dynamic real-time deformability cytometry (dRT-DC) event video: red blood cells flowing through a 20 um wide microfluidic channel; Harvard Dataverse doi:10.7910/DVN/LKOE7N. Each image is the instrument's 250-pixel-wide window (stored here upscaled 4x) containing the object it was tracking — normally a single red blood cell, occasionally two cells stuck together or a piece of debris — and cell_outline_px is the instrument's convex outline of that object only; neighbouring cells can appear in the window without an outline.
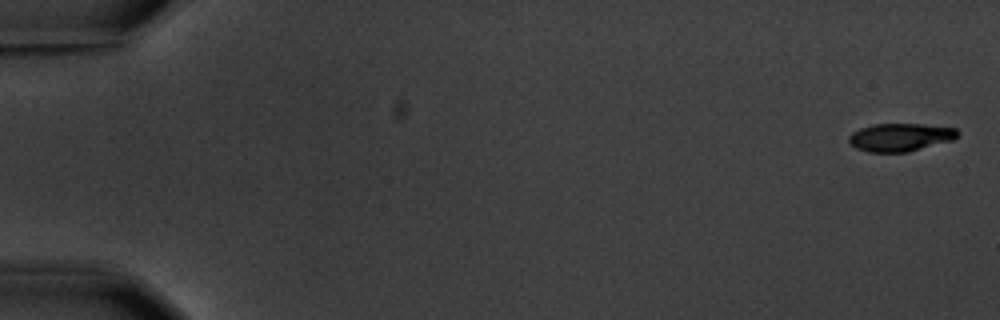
{"species": "common noctule bat (a hibernating species)", "species_latin": "Nyctalus noctula", "temperature_condition": "warm", "stored_images_in_passage": 5, "camera_frame_rate_fps": 3000, "um_per_image_px": 0.085, "animal": {"sex": "male", "body_mass_g": 20.1, "forearm_length_mm": 53.5}, "frame": {"image": 1, "passage_image": 1, "time_ms": 0.0, "image_size_px": [1000, 320], "cell_outline_px": [[960, 132], [952, 140], [908, 152], [868, 152], [856, 148], [848, 140], [848, 136], [852, 132], [860, 128], [872, 124], [924, 124], [956, 128]], "centroid_in_image_um": [76.51, 11.66], "position_along_channel_um": 8.5, "area_um2": 17.74}}
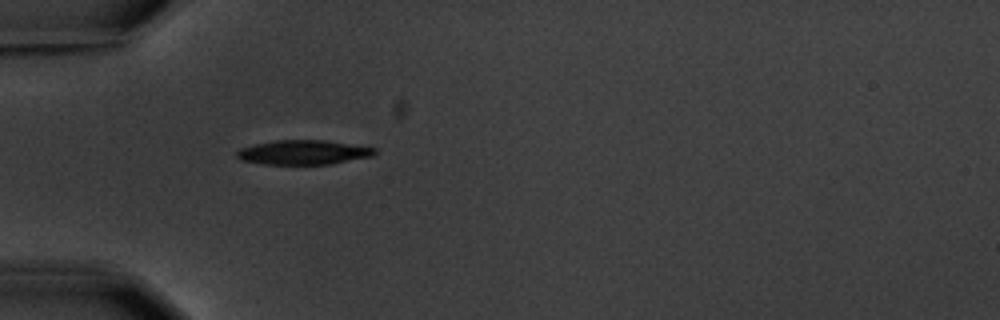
{"frame": {"image": 2, "passage_image": 5, "time_ms": 5.667, "image_size_px": [1000, 320], "cell_outline_px": [[376, 156], [332, 164], [264, 164], [240, 160], [236, 156], [236, 152], [240, 148], [256, 144], [276, 140], [324, 140], [376, 148]], "centroid_in_image_um": [25.82, 12.96], "position_along_channel_um": 59.2, "area_um2": 19.71}}